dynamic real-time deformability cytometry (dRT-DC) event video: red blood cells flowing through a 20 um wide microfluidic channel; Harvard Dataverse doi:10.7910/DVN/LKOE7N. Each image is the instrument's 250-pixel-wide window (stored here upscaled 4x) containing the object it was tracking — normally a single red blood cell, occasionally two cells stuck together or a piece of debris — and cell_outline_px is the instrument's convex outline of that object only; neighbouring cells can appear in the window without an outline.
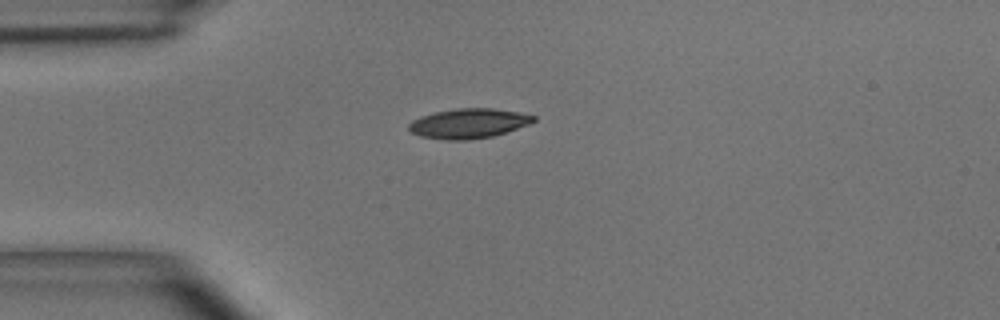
{"species": "common noctule bat (a hibernating species)", "species_latin": "Nyctalus noctula", "temperature_condition": "room temperature", "stored_images_in_passage": 1, "camera_frame_rate_fps": 3000, "um_per_image_px": 0.085, "animal": {"sex": "male", "body_mass_g": 15.6}, "frame": {"image": 1, "passage_image": 1, "time_ms": 0.0, "image_size_px": [1000, 320], "cell_outline_px": [[536, 120], [528, 124], [492, 136], [468, 140], [448, 140], [420, 136], [412, 132], [408, 128], [408, 124], [412, 120], [420, 116], [436, 112], [456, 108], [492, 108], [520, 112], [536, 116]], "centroid_in_image_um": [39.81, 10.48], "position_along_channel_um": 45.2, "area_um2": 21.5}}